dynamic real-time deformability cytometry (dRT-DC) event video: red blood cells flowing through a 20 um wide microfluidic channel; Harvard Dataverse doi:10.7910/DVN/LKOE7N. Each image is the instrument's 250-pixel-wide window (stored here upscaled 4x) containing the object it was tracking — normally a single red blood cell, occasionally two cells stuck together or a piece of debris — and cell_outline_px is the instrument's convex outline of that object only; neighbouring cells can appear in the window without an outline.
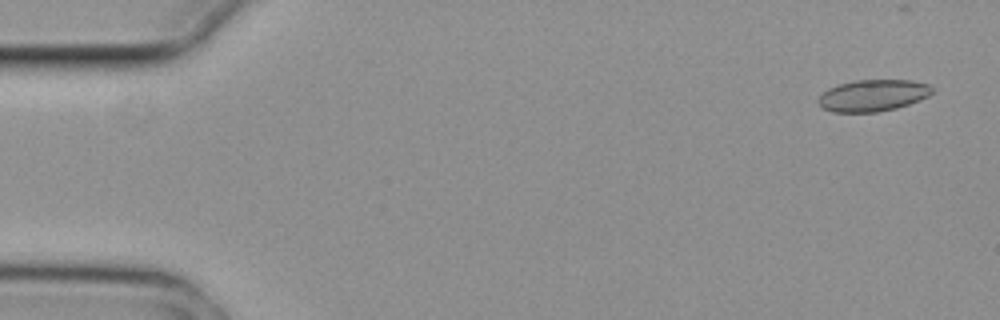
{"species": "common noctule bat (a hibernating species)", "species_latin": "Nyctalus noctula", "temperature_condition": "cold", "stored_images_in_passage": 8, "camera_frame_rate_fps": 3000, "um_per_image_px": 0.085, "animal": {"sex": "female", "body_mass_g": 29.2, "forearm_length_mm": 56.3}, "frame": {"image": 1, "passage_image": 1, "time_ms": 0.0, "image_size_px": [1000, 320], "cell_outline_px": [[932, 92], [928, 96], [920, 100], [896, 108], [880, 112], [832, 112], [824, 108], [816, 100], [828, 88], [840, 84], [856, 80], [912, 80], [928, 84], [932, 88]], "centroid_in_image_um": [74.2, 8.11], "position_along_channel_um": 10.8, "area_um2": 20.92}}
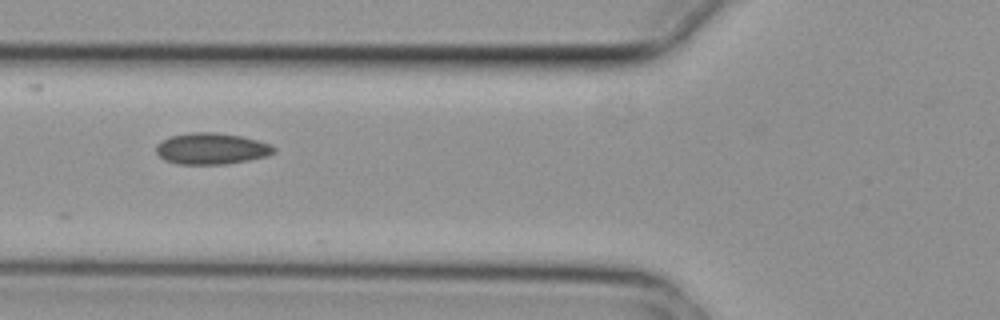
{"frame": {"image": 2, "passage_image": 5, "time_ms": 1.333, "image_size_px": [1000, 320], "cell_outline_px": [[276, 152], [268, 156], [248, 160], [224, 164], [180, 164], [164, 160], [156, 152], [156, 144], [160, 140], [168, 136], [192, 132], [216, 132], [240, 136], [272, 144], [276, 148]], "centroid_in_image_um": [17.97, 12.63], "position_along_channel_um": 107.8, "area_um2": 21.68}}
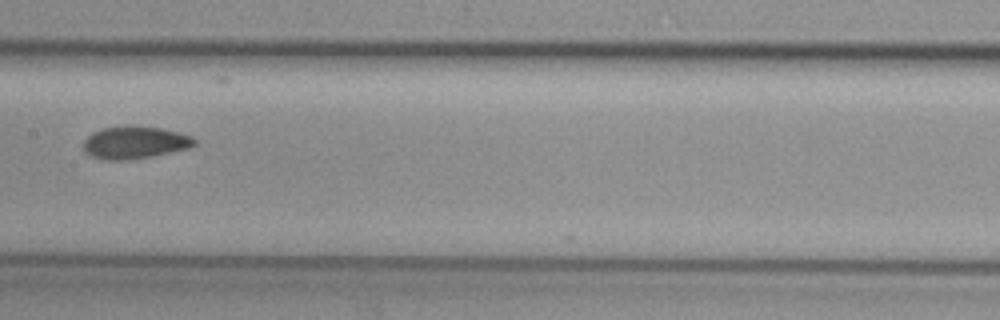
{"frame": {"image": 3, "passage_image": 7, "time_ms": 2.0, "image_size_px": [1000, 320], "cell_outline_px": [[196, 144], [188, 148], [152, 156], [124, 160], [104, 160], [92, 156], [84, 152], [84, 140], [92, 132], [100, 128], [164, 128], [180, 132], [192, 136], [196, 140]], "centroid_in_image_um": [11.47, 12.14], "position_along_channel_um": 195.9, "area_um2": 20.46}}